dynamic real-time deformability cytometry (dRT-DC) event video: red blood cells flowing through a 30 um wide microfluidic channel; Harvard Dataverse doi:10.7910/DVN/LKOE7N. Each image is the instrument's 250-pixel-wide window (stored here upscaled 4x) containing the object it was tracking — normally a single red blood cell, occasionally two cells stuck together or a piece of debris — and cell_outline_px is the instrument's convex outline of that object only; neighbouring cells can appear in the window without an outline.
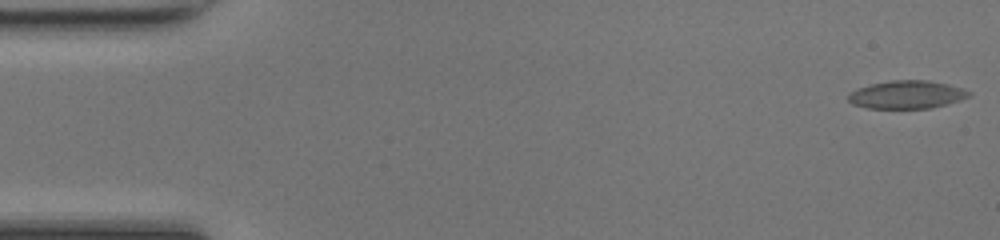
{"species": "common noctule bat (a hibernating species)", "species_latin": "Nyctalus noctula", "temperature_condition": "room temperature", "stored_images_in_passage": 49, "camera_frame_rate_fps": 3000, "um_per_image_px": 0.085, "animal": {"sex": "female", "body_mass_g": 17.0, "forearm_length_mm": 48.0}, "frame": {"image": 1, "passage_image": 1, "time_ms": 0.0, "image_size_px": [1000, 240], "cell_outline_px": [[972, 96], [948, 104], [932, 108], [868, 108], [852, 104], [848, 100], [848, 92], [856, 88], [872, 84], [892, 80], [928, 80], [948, 84], [972, 92]], "centroid_in_image_um": [77.08, 8.04], "position_along_channel_um": 7.9, "area_um2": 19.83}}
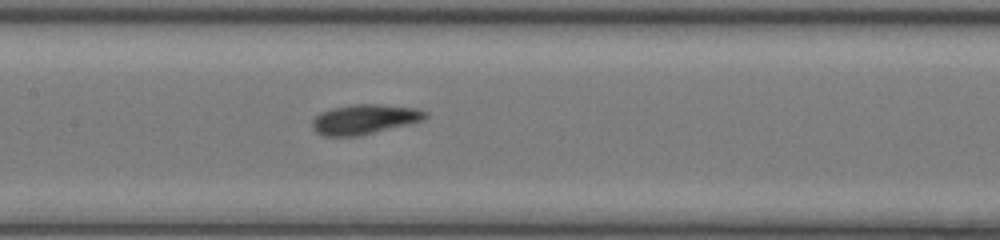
{"frame": {"image": 2, "passage_image": 23, "time_ms": 7.333, "image_size_px": [1000, 240], "cell_outline_px": [[428, 116], [424, 120], [408, 124], [356, 136], [324, 136], [316, 132], [312, 128], [312, 120], [320, 112], [332, 108], [352, 104], [380, 104], [416, 108], [428, 112]], "centroid_in_image_um": [30.97, 10.13], "position_along_channel_um": 176.4, "area_um2": 19.59}}
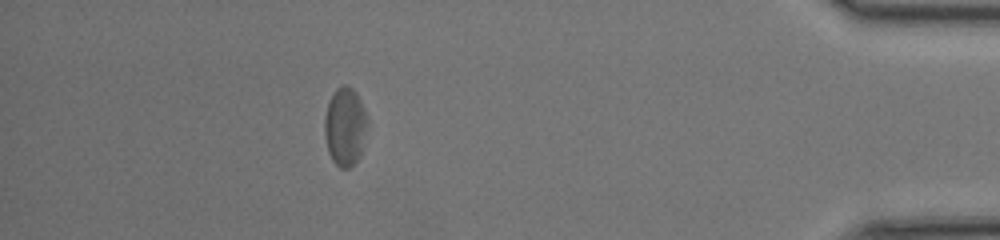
{"frame": {"image": 3, "passage_image": 43, "time_ms": 14.0, "image_size_px": [1000, 240], "cell_outline_px": [[364, 128], [360, 156], [348, 168], [340, 168], [332, 160], [328, 152], [324, 136], [324, 120], [328, 104], [336, 88], [344, 84], [348, 84], [356, 92], [364, 108]], "centroid_in_image_um": [29.27, 10.75], "position_along_channel_um": 405.9, "area_um2": 18.96}, "authors_computed_cell_mechanics": {"area_um2": 19.1896, "velocity_mm_per_s": 4.2664, "shape_relaxation_time_tau1_ms": 4.676, "shape_relaxation_time_tau2_ms": 2.2409, "deformation_change_tau1": 0.1594, "deformation_change_tau2": 0.1059}}